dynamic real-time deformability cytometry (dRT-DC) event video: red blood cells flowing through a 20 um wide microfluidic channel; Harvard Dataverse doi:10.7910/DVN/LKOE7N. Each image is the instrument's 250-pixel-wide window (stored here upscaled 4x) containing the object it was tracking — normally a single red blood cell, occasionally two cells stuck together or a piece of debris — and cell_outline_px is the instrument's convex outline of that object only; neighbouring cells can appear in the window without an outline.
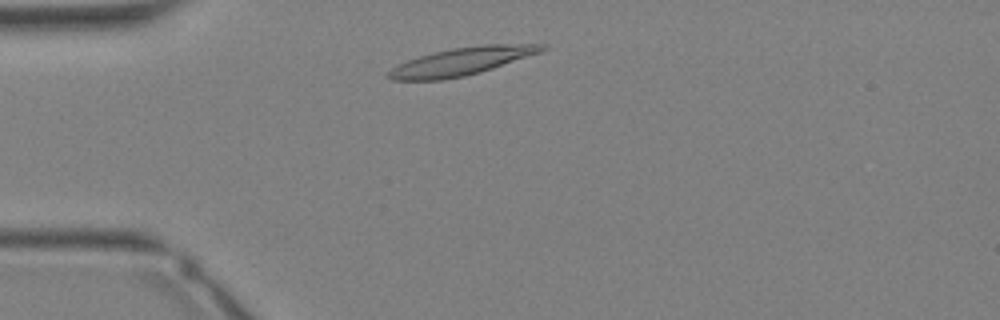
{"species": "Egyptian fruit bat (a non-hibernating species)", "species_latin": "Rousettus aegyptiacus", "temperature_condition": "warm", "stored_images_in_passage": 9, "camera_frame_rate_fps": 3000, "um_per_image_px": 0.085, "animal": {"sex": "female"}, "frame": {"image": 1, "passage_image": 1, "time_ms": 0.0, "image_size_px": [1000, 320], "cell_outline_px": [[548, 48], [540, 52], [480, 72], [464, 76], [440, 80], [392, 80], [388, 76], [388, 72], [396, 64], [420, 56], [452, 48], [480, 44], [548, 44]], "centroid_in_image_um": [39.24, 5.21], "position_along_channel_um": 45.8, "area_um2": 24.57}}
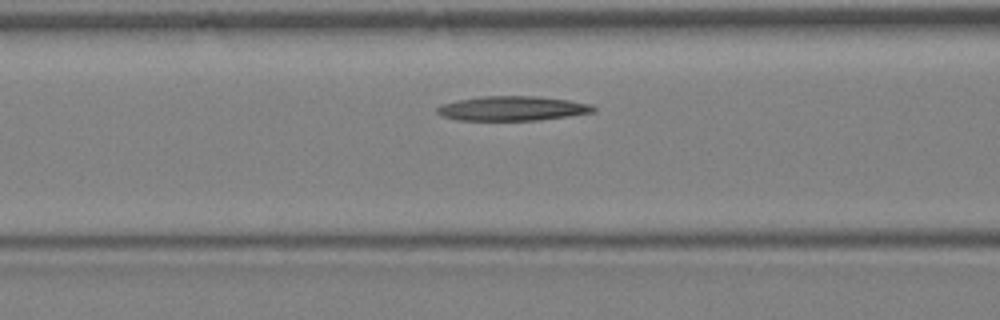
{"frame": {"image": 2, "passage_image": 6, "time_ms": 1.667, "image_size_px": [1000, 320], "cell_outline_px": [[596, 112], [568, 116], [536, 120], [456, 120], [444, 116], [436, 112], [436, 108], [440, 104], [456, 100], [480, 96], [536, 96], [568, 100], [592, 104], [596, 108]], "centroid_in_image_um": [43.54, 9.21], "position_along_channel_um": 123.1, "area_um2": 22.43}}
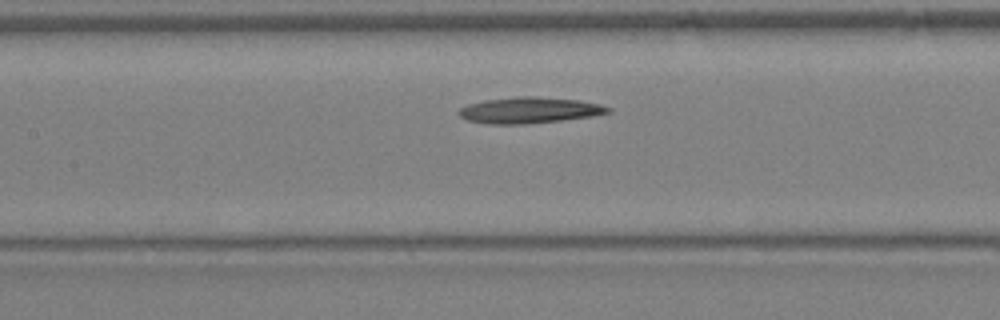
{"frame": {"image": 3, "passage_image": 8, "time_ms": 2.333, "image_size_px": [1000, 320], "cell_outline_px": [[612, 112], [592, 116], [560, 120], [524, 124], [488, 124], [468, 120], [460, 116], [456, 112], [460, 108], [468, 104], [484, 100], [516, 96], [536, 96], [580, 100], [600, 104], [612, 108]], "centroid_in_image_um": [45.0, 9.36], "position_along_channel_um": 162.4, "area_um2": 22.77}}